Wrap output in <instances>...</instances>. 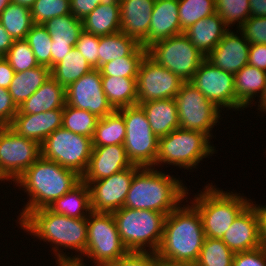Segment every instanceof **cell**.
<instances>
[{"mask_svg": "<svg viewBox=\"0 0 266 266\" xmlns=\"http://www.w3.org/2000/svg\"><path fill=\"white\" fill-rule=\"evenodd\" d=\"M20 227L43 242H49L56 260H82L87 247V218H74L57 214L48 207L28 211L19 221ZM80 252L67 256L60 248ZM82 257H81V256Z\"/></svg>", "mask_w": 266, "mask_h": 266, "instance_id": "6da1fadb", "label": "cell"}, {"mask_svg": "<svg viewBox=\"0 0 266 266\" xmlns=\"http://www.w3.org/2000/svg\"><path fill=\"white\" fill-rule=\"evenodd\" d=\"M205 238L198 210L181 204L166 216L158 257L161 262L195 264Z\"/></svg>", "mask_w": 266, "mask_h": 266, "instance_id": "7a4b0ae2", "label": "cell"}, {"mask_svg": "<svg viewBox=\"0 0 266 266\" xmlns=\"http://www.w3.org/2000/svg\"><path fill=\"white\" fill-rule=\"evenodd\" d=\"M155 167H140L134 174L125 208L148 209L168 215L188 196L182 181Z\"/></svg>", "mask_w": 266, "mask_h": 266, "instance_id": "3957f363", "label": "cell"}, {"mask_svg": "<svg viewBox=\"0 0 266 266\" xmlns=\"http://www.w3.org/2000/svg\"><path fill=\"white\" fill-rule=\"evenodd\" d=\"M80 181L81 176L73 170L40 156L15 181V185L22 187L29 195V201L23 207L24 209L22 208L18 220L30 210L49 207Z\"/></svg>", "mask_w": 266, "mask_h": 266, "instance_id": "277c9868", "label": "cell"}, {"mask_svg": "<svg viewBox=\"0 0 266 266\" xmlns=\"http://www.w3.org/2000/svg\"><path fill=\"white\" fill-rule=\"evenodd\" d=\"M208 185V186H207ZM190 203L199 212L205 237L221 239L239 213L252 201L208 183ZM210 185V186H209Z\"/></svg>", "mask_w": 266, "mask_h": 266, "instance_id": "5b68a950", "label": "cell"}, {"mask_svg": "<svg viewBox=\"0 0 266 266\" xmlns=\"http://www.w3.org/2000/svg\"><path fill=\"white\" fill-rule=\"evenodd\" d=\"M112 214L121 241L129 251H158L163 238L165 213L122 207Z\"/></svg>", "mask_w": 266, "mask_h": 266, "instance_id": "8992f818", "label": "cell"}, {"mask_svg": "<svg viewBox=\"0 0 266 266\" xmlns=\"http://www.w3.org/2000/svg\"><path fill=\"white\" fill-rule=\"evenodd\" d=\"M207 134L199 131L175 129L159 138L156 166L169 164L192 170L203 158L215 153Z\"/></svg>", "mask_w": 266, "mask_h": 266, "instance_id": "52a82bcc", "label": "cell"}, {"mask_svg": "<svg viewBox=\"0 0 266 266\" xmlns=\"http://www.w3.org/2000/svg\"><path fill=\"white\" fill-rule=\"evenodd\" d=\"M126 125L123 143L128 159L139 167H155L159 138L153 133L146 114L139 105L118 109Z\"/></svg>", "mask_w": 266, "mask_h": 266, "instance_id": "ba28073f", "label": "cell"}, {"mask_svg": "<svg viewBox=\"0 0 266 266\" xmlns=\"http://www.w3.org/2000/svg\"><path fill=\"white\" fill-rule=\"evenodd\" d=\"M129 250L121 241L112 213L92 211L87 218V247L83 256L94 266H106Z\"/></svg>", "mask_w": 266, "mask_h": 266, "instance_id": "9c48e42d", "label": "cell"}, {"mask_svg": "<svg viewBox=\"0 0 266 266\" xmlns=\"http://www.w3.org/2000/svg\"><path fill=\"white\" fill-rule=\"evenodd\" d=\"M93 150L92 138L75 134L63 127L52 132L41 144V156L82 177Z\"/></svg>", "mask_w": 266, "mask_h": 266, "instance_id": "30bf717a", "label": "cell"}, {"mask_svg": "<svg viewBox=\"0 0 266 266\" xmlns=\"http://www.w3.org/2000/svg\"><path fill=\"white\" fill-rule=\"evenodd\" d=\"M147 54L184 82L191 81L206 58L184 33L155 42L147 49Z\"/></svg>", "mask_w": 266, "mask_h": 266, "instance_id": "8fae6325", "label": "cell"}, {"mask_svg": "<svg viewBox=\"0 0 266 266\" xmlns=\"http://www.w3.org/2000/svg\"><path fill=\"white\" fill-rule=\"evenodd\" d=\"M178 110L180 128L199 131L212 137V128L220 123V111L190 82H184L174 97Z\"/></svg>", "mask_w": 266, "mask_h": 266, "instance_id": "7c38bea8", "label": "cell"}, {"mask_svg": "<svg viewBox=\"0 0 266 266\" xmlns=\"http://www.w3.org/2000/svg\"><path fill=\"white\" fill-rule=\"evenodd\" d=\"M41 145L18 135L9 126H0V171L16 181L39 157Z\"/></svg>", "mask_w": 266, "mask_h": 266, "instance_id": "4fadbf2b", "label": "cell"}, {"mask_svg": "<svg viewBox=\"0 0 266 266\" xmlns=\"http://www.w3.org/2000/svg\"><path fill=\"white\" fill-rule=\"evenodd\" d=\"M184 83L176 74L159 65L148 54L142 59L137 75V105L174 98Z\"/></svg>", "mask_w": 266, "mask_h": 266, "instance_id": "5bb4252c", "label": "cell"}, {"mask_svg": "<svg viewBox=\"0 0 266 266\" xmlns=\"http://www.w3.org/2000/svg\"><path fill=\"white\" fill-rule=\"evenodd\" d=\"M190 83L219 109L238 110L233 73L219 69L205 58Z\"/></svg>", "mask_w": 266, "mask_h": 266, "instance_id": "9a60e30c", "label": "cell"}, {"mask_svg": "<svg viewBox=\"0 0 266 266\" xmlns=\"http://www.w3.org/2000/svg\"><path fill=\"white\" fill-rule=\"evenodd\" d=\"M131 167L96 181H84L90 190L91 208L94 212L113 213L124 206L135 172Z\"/></svg>", "mask_w": 266, "mask_h": 266, "instance_id": "2e32d148", "label": "cell"}, {"mask_svg": "<svg viewBox=\"0 0 266 266\" xmlns=\"http://www.w3.org/2000/svg\"><path fill=\"white\" fill-rule=\"evenodd\" d=\"M65 94L67 105L87 110L98 118L114 111L102 89V77L99 69H93L69 85L65 88Z\"/></svg>", "mask_w": 266, "mask_h": 266, "instance_id": "e0dca14e", "label": "cell"}, {"mask_svg": "<svg viewBox=\"0 0 266 266\" xmlns=\"http://www.w3.org/2000/svg\"><path fill=\"white\" fill-rule=\"evenodd\" d=\"M221 240L233 253L248 251L261 246L259 219L253 201L234 219Z\"/></svg>", "mask_w": 266, "mask_h": 266, "instance_id": "ac0fdd59", "label": "cell"}, {"mask_svg": "<svg viewBox=\"0 0 266 266\" xmlns=\"http://www.w3.org/2000/svg\"><path fill=\"white\" fill-rule=\"evenodd\" d=\"M155 0H119L120 31L148 49V34Z\"/></svg>", "mask_w": 266, "mask_h": 266, "instance_id": "d6986e66", "label": "cell"}, {"mask_svg": "<svg viewBox=\"0 0 266 266\" xmlns=\"http://www.w3.org/2000/svg\"><path fill=\"white\" fill-rule=\"evenodd\" d=\"M229 29L216 47L206 56L214 66L224 71L236 74L248 64L250 43L239 30Z\"/></svg>", "mask_w": 266, "mask_h": 266, "instance_id": "ffe728a7", "label": "cell"}, {"mask_svg": "<svg viewBox=\"0 0 266 266\" xmlns=\"http://www.w3.org/2000/svg\"><path fill=\"white\" fill-rule=\"evenodd\" d=\"M132 165L123 145L93 146L87 169L81 180H101Z\"/></svg>", "mask_w": 266, "mask_h": 266, "instance_id": "44dd1931", "label": "cell"}, {"mask_svg": "<svg viewBox=\"0 0 266 266\" xmlns=\"http://www.w3.org/2000/svg\"><path fill=\"white\" fill-rule=\"evenodd\" d=\"M63 109L38 114H16L9 127L18 135L41 145L52 132L62 127Z\"/></svg>", "mask_w": 266, "mask_h": 266, "instance_id": "7402d4cb", "label": "cell"}, {"mask_svg": "<svg viewBox=\"0 0 266 266\" xmlns=\"http://www.w3.org/2000/svg\"><path fill=\"white\" fill-rule=\"evenodd\" d=\"M182 33L178 0H155L149 26L148 48L155 42Z\"/></svg>", "mask_w": 266, "mask_h": 266, "instance_id": "603a6c76", "label": "cell"}, {"mask_svg": "<svg viewBox=\"0 0 266 266\" xmlns=\"http://www.w3.org/2000/svg\"><path fill=\"white\" fill-rule=\"evenodd\" d=\"M229 30L223 19L216 12L208 17L198 20L184 31L191 43L203 56H207L221 41Z\"/></svg>", "mask_w": 266, "mask_h": 266, "instance_id": "cb8c5ba5", "label": "cell"}, {"mask_svg": "<svg viewBox=\"0 0 266 266\" xmlns=\"http://www.w3.org/2000/svg\"><path fill=\"white\" fill-rule=\"evenodd\" d=\"M139 106L145 112L150 128L158 138L180 128L174 98L148 101L139 104Z\"/></svg>", "mask_w": 266, "mask_h": 266, "instance_id": "d4e9b609", "label": "cell"}, {"mask_svg": "<svg viewBox=\"0 0 266 266\" xmlns=\"http://www.w3.org/2000/svg\"><path fill=\"white\" fill-rule=\"evenodd\" d=\"M66 104L65 88L52 76L26 101L18 107L17 114H38Z\"/></svg>", "mask_w": 266, "mask_h": 266, "instance_id": "484cf974", "label": "cell"}, {"mask_svg": "<svg viewBox=\"0 0 266 266\" xmlns=\"http://www.w3.org/2000/svg\"><path fill=\"white\" fill-rule=\"evenodd\" d=\"M119 0L101 2L88 16L82 19L87 33L105 36L120 32Z\"/></svg>", "mask_w": 266, "mask_h": 266, "instance_id": "4316f807", "label": "cell"}, {"mask_svg": "<svg viewBox=\"0 0 266 266\" xmlns=\"http://www.w3.org/2000/svg\"><path fill=\"white\" fill-rule=\"evenodd\" d=\"M234 81L235 98L238 101L239 111L245 107L248 108L251 104L253 105L254 99L257 95L261 99L266 84V72L247 64L234 74Z\"/></svg>", "mask_w": 266, "mask_h": 266, "instance_id": "83f0119b", "label": "cell"}, {"mask_svg": "<svg viewBox=\"0 0 266 266\" xmlns=\"http://www.w3.org/2000/svg\"><path fill=\"white\" fill-rule=\"evenodd\" d=\"M146 54V48L121 31L111 35L99 36V68L107 62L123 56H145Z\"/></svg>", "mask_w": 266, "mask_h": 266, "instance_id": "f1b7e54d", "label": "cell"}, {"mask_svg": "<svg viewBox=\"0 0 266 266\" xmlns=\"http://www.w3.org/2000/svg\"><path fill=\"white\" fill-rule=\"evenodd\" d=\"M48 208L67 217L88 218L92 212L88 184L81 180L70 191L56 199Z\"/></svg>", "mask_w": 266, "mask_h": 266, "instance_id": "f546056e", "label": "cell"}, {"mask_svg": "<svg viewBox=\"0 0 266 266\" xmlns=\"http://www.w3.org/2000/svg\"><path fill=\"white\" fill-rule=\"evenodd\" d=\"M50 77L51 69L41 65L15 73L9 85L8 92L16 106L19 107V105L34 94Z\"/></svg>", "mask_w": 266, "mask_h": 266, "instance_id": "4dcf8cb0", "label": "cell"}, {"mask_svg": "<svg viewBox=\"0 0 266 266\" xmlns=\"http://www.w3.org/2000/svg\"><path fill=\"white\" fill-rule=\"evenodd\" d=\"M101 77L102 89L114 110L137 105V78Z\"/></svg>", "mask_w": 266, "mask_h": 266, "instance_id": "1f68e13d", "label": "cell"}, {"mask_svg": "<svg viewBox=\"0 0 266 266\" xmlns=\"http://www.w3.org/2000/svg\"><path fill=\"white\" fill-rule=\"evenodd\" d=\"M126 125L123 115L114 110L111 114L98 119L92 136L93 146L123 145Z\"/></svg>", "mask_w": 266, "mask_h": 266, "instance_id": "d6a6232c", "label": "cell"}, {"mask_svg": "<svg viewBox=\"0 0 266 266\" xmlns=\"http://www.w3.org/2000/svg\"><path fill=\"white\" fill-rule=\"evenodd\" d=\"M93 69L82 54L73 47L64 59L51 69V76L60 85L67 88Z\"/></svg>", "mask_w": 266, "mask_h": 266, "instance_id": "836d02e7", "label": "cell"}, {"mask_svg": "<svg viewBox=\"0 0 266 266\" xmlns=\"http://www.w3.org/2000/svg\"><path fill=\"white\" fill-rule=\"evenodd\" d=\"M0 23L14 40L25 39L34 25L31 9L13 2L1 12Z\"/></svg>", "mask_w": 266, "mask_h": 266, "instance_id": "e575fe53", "label": "cell"}, {"mask_svg": "<svg viewBox=\"0 0 266 266\" xmlns=\"http://www.w3.org/2000/svg\"><path fill=\"white\" fill-rule=\"evenodd\" d=\"M51 36L52 43L70 44L75 47L83 32L82 20L72 13L57 16L42 24Z\"/></svg>", "mask_w": 266, "mask_h": 266, "instance_id": "d590c367", "label": "cell"}, {"mask_svg": "<svg viewBox=\"0 0 266 266\" xmlns=\"http://www.w3.org/2000/svg\"><path fill=\"white\" fill-rule=\"evenodd\" d=\"M233 253L221 239L206 237L196 266H232Z\"/></svg>", "mask_w": 266, "mask_h": 266, "instance_id": "8d00e7d4", "label": "cell"}, {"mask_svg": "<svg viewBox=\"0 0 266 266\" xmlns=\"http://www.w3.org/2000/svg\"><path fill=\"white\" fill-rule=\"evenodd\" d=\"M98 119L95 114L87 110L65 104L62 127L75 134L92 138Z\"/></svg>", "mask_w": 266, "mask_h": 266, "instance_id": "74e56055", "label": "cell"}, {"mask_svg": "<svg viewBox=\"0 0 266 266\" xmlns=\"http://www.w3.org/2000/svg\"><path fill=\"white\" fill-rule=\"evenodd\" d=\"M178 11L184 32L198 20L216 13L215 0H178Z\"/></svg>", "mask_w": 266, "mask_h": 266, "instance_id": "f35d334b", "label": "cell"}, {"mask_svg": "<svg viewBox=\"0 0 266 266\" xmlns=\"http://www.w3.org/2000/svg\"><path fill=\"white\" fill-rule=\"evenodd\" d=\"M25 40L31 47L37 63L51 69L52 39L47 29L42 24H34Z\"/></svg>", "mask_w": 266, "mask_h": 266, "instance_id": "ab89813d", "label": "cell"}, {"mask_svg": "<svg viewBox=\"0 0 266 266\" xmlns=\"http://www.w3.org/2000/svg\"><path fill=\"white\" fill-rule=\"evenodd\" d=\"M215 5L216 12L228 28L237 22L239 29L251 16L249 0H215Z\"/></svg>", "mask_w": 266, "mask_h": 266, "instance_id": "60d3db41", "label": "cell"}, {"mask_svg": "<svg viewBox=\"0 0 266 266\" xmlns=\"http://www.w3.org/2000/svg\"><path fill=\"white\" fill-rule=\"evenodd\" d=\"M69 13L70 0H36L31 8L33 24H44L47 20Z\"/></svg>", "mask_w": 266, "mask_h": 266, "instance_id": "b9f144b4", "label": "cell"}, {"mask_svg": "<svg viewBox=\"0 0 266 266\" xmlns=\"http://www.w3.org/2000/svg\"><path fill=\"white\" fill-rule=\"evenodd\" d=\"M5 58L15 73L39 66L31 47L25 39L15 40Z\"/></svg>", "mask_w": 266, "mask_h": 266, "instance_id": "7bdbcfd3", "label": "cell"}, {"mask_svg": "<svg viewBox=\"0 0 266 266\" xmlns=\"http://www.w3.org/2000/svg\"><path fill=\"white\" fill-rule=\"evenodd\" d=\"M145 56H123L103 64L101 76L137 78L139 65Z\"/></svg>", "mask_w": 266, "mask_h": 266, "instance_id": "ee69618b", "label": "cell"}, {"mask_svg": "<svg viewBox=\"0 0 266 266\" xmlns=\"http://www.w3.org/2000/svg\"><path fill=\"white\" fill-rule=\"evenodd\" d=\"M161 260L157 252L128 251L123 257L106 266H160Z\"/></svg>", "mask_w": 266, "mask_h": 266, "instance_id": "f6af8a7d", "label": "cell"}, {"mask_svg": "<svg viewBox=\"0 0 266 266\" xmlns=\"http://www.w3.org/2000/svg\"><path fill=\"white\" fill-rule=\"evenodd\" d=\"M250 44H266V16H250L238 29Z\"/></svg>", "mask_w": 266, "mask_h": 266, "instance_id": "bcb514c9", "label": "cell"}, {"mask_svg": "<svg viewBox=\"0 0 266 266\" xmlns=\"http://www.w3.org/2000/svg\"><path fill=\"white\" fill-rule=\"evenodd\" d=\"M98 46L99 36L87 33L84 30L75 45V48L94 69H99Z\"/></svg>", "mask_w": 266, "mask_h": 266, "instance_id": "7dc6e473", "label": "cell"}, {"mask_svg": "<svg viewBox=\"0 0 266 266\" xmlns=\"http://www.w3.org/2000/svg\"><path fill=\"white\" fill-rule=\"evenodd\" d=\"M232 266H266V249L260 246L235 253Z\"/></svg>", "mask_w": 266, "mask_h": 266, "instance_id": "c3c4849f", "label": "cell"}, {"mask_svg": "<svg viewBox=\"0 0 266 266\" xmlns=\"http://www.w3.org/2000/svg\"><path fill=\"white\" fill-rule=\"evenodd\" d=\"M18 112L8 89L0 87V126H9Z\"/></svg>", "mask_w": 266, "mask_h": 266, "instance_id": "681fc988", "label": "cell"}, {"mask_svg": "<svg viewBox=\"0 0 266 266\" xmlns=\"http://www.w3.org/2000/svg\"><path fill=\"white\" fill-rule=\"evenodd\" d=\"M107 0H70L71 13L77 19H84L88 16L101 2Z\"/></svg>", "mask_w": 266, "mask_h": 266, "instance_id": "f907efd6", "label": "cell"}, {"mask_svg": "<svg viewBox=\"0 0 266 266\" xmlns=\"http://www.w3.org/2000/svg\"><path fill=\"white\" fill-rule=\"evenodd\" d=\"M248 64L266 72V44H250Z\"/></svg>", "mask_w": 266, "mask_h": 266, "instance_id": "816d5d0a", "label": "cell"}, {"mask_svg": "<svg viewBox=\"0 0 266 266\" xmlns=\"http://www.w3.org/2000/svg\"><path fill=\"white\" fill-rule=\"evenodd\" d=\"M14 74L15 71L8 60L5 57H0V87L8 89Z\"/></svg>", "mask_w": 266, "mask_h": 266, "instance_id": "f5cc1de1", "label": "cell"}, {"mask_svg": "<svg viewBox=\"0 0 266 266\" xmlns=\"http://www.w3.org/2000/svg\"><path fill=\"white\" fill-rule=\"evenodd\" d=\"M51 69L64 59V57L72 50L70 44L52 43L51 45Z\"/></svg>", "mask_w": 266, "mask_h": 266, "instance_id": "db71d44e", "label": "cell"}, {"mask_svg": "<svg viewBox=\"0 0 266 266\" xmlns=\"http://www.w3.org/2000/svg\"><path fill=\"white\" fill-rule=\"evenodd\" d=\"M259 219V239L261 246L266 249V205L254 204Z\"/></svg>", "mask_w": 266, "mask_h": 266, "instance_id": "11a10c76", "label": "cell"}, {"mask_svg": "<svg viewBox=\"0 0 266 266\" xmlns=\"http://www.w3.org/2000/svg\"><path fill=\"white\" fill-rule=\"evenodd\" d=\"M14 39L8 34L0 23V57H5L14 43Z\"/></svg>", "mask_w": 266, "mask_h": 266, "instance_id": "9f6ffc18", "label": "cell"}, {"mask_svg": "<svg viewBox=\"0 0 266 266\" xmlns=\"http://www.w3.org/2000/svg\"><path fill=\"white\" fill-rule=\"evenodd\" d=\"M251 16H266V0H249Z\"/></svg>", "mask_w": 266, "mask_h": 266, "instance_id": "6f0895ef", "label": "cell"}, {"mask_svg": "<svg viewBox=\"0 0 266 266\" xmlns=\"http://www.w3.org/2000/svg\"><path fill=\"white\" fill-rule=\"evenodd\" d=\"M58 266H86L83 260L79 259H65V260H56Z\"/></svg>", "mask_w": 266, "mask_h": 266, "instance_id": "680465c9", "label": "cell"}, {"mask_svg": "<svg viewBox=\"0 0 266 266\" xmlns=\"http://www.w3.org/2000/svg\"><path fill=\"white\" fill-rule=\"evenodd\" d=\"M36 0H11V2L19 4L21 6H25L28 8H32Z\"/></svg>", "mask_w": 266, "mask_h": 266, "instance_id": "91938a15", "label": "cell"}, {"mask_svg": "<svg viewBox=\"0 0 266 266\" xmlns=\"http://www.w3.org/2000/svg\"><path fill=\"white\" fill-rule=\"evenodd\" d=\"M259 104H258V107H260V108H258V110L260 109V111H265L266 110V84H265V89H264V93H263V95H262V97H261V99H259V102H258Z\"/></svg>", "mask_w": 266, "mask_h": 266, "instance_id": "94428289", "label": "cell"}, {"mask_svg": "<svg viewBox=\"0 0 266 266\" xmlns=\"http://www.w3.org/2000/svg\"><path fill=\"white\" fill-rule=\"evenodd\" d=\"M160 266H196L194 263H170V262H161Z\"/></svg>", "mask_w": 266, "mask_h": 266, "instance_id": "6125c7cd", "label": "cell"}, {"mask_svg": "<svg viewBox=\"0 0 266 266\" xmlns=\"http://www.w3.org/2000/svg\"><path fill=\"white\" fill-rule=\"evenodd\" d=\"M9 3H11V0H0V14Z\"/></svg>", "mask_w": 266, "mask_h": 266, "instance_id": "be15d7a7", "label": "cell"}, {"mask_svg": "<svg viewBox=\"0 0 266 266\" xmlns=\"http://www.w3.org/2000/svg\"><path fill=\"white\" fill-rule=\"evenodd\" d=\"M0 180H1V181H3V180H4V181H5V180H6V181H9V180H8V179L2 174L1 171H0Z\"/></svg>", "mask_w": 266, "mask_h": 266, "instance_id": "e7e4bbea", "label": "cell"}]
</instances>
